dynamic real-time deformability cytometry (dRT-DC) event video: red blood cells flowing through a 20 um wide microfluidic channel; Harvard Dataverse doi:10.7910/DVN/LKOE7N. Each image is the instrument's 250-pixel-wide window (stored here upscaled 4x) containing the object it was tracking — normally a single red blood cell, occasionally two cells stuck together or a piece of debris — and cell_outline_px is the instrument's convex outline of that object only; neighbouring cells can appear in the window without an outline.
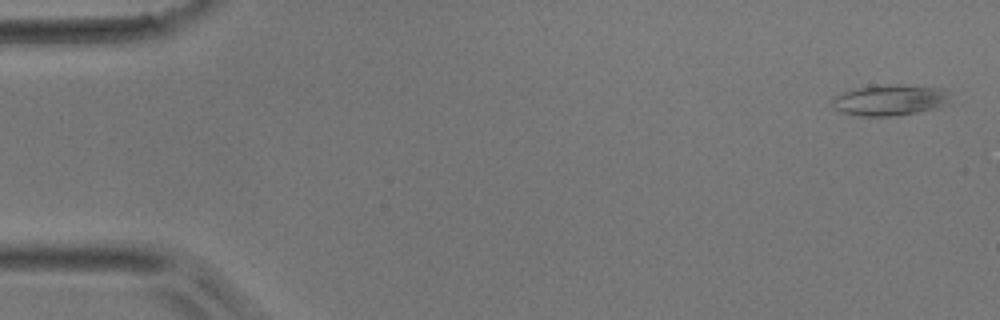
{"species": "common noctule bat (a hibernating species)", "species_latin": "Nyctalus noctula", "temperature_condition": "room temperature", "stored_images_in_passage": 7, "camera_frame_rate_fps": 3000, "um_per_image_px": 0.085, "animal": {"sex": "male", "body_mass_g": 17.9}, "frame": {"image": 1, "passage_image": 2, "time_ms": 0.333, "image_size_px": [1000, 320], "cell_outline_px": [[944, 104], [932, 108], [916, 112], [896, 116], [860, 116], [844, 112], [836, 108], [832, 104], [832, 96], [856, 88], [936, 88], [944, 92]], "centroid_in_image_um": [75.45, 8.59], "position_along_channel_um": 9.6, "area_um2": 19.13}}